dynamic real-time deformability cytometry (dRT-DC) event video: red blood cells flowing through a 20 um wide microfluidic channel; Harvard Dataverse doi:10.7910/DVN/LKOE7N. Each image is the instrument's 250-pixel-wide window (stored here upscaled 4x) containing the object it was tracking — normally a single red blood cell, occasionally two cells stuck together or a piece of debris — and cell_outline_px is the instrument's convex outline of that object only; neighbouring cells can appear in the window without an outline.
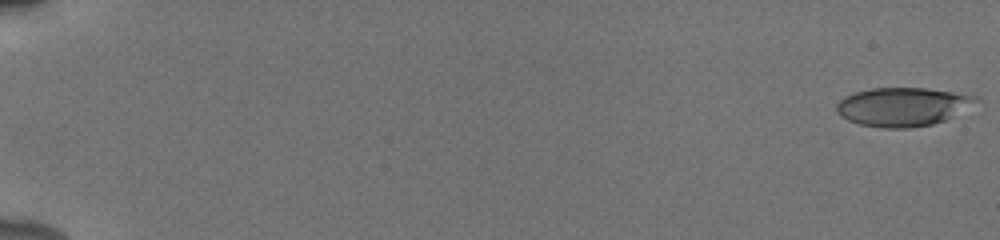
{"species": "human", "species_latin": "Homo sapiens", "temperature_condition": "cold", "stored_images_in_passage": 54, "camera_frame_rate_fps": 3000, "um_per_image_px": 0.085, "donor": {"sex": "male"}, "frame": {"image": 1, "passage_image": 1, "time_ms": 0.0, "image_size_px": [1000, 240], "cell_outline_px": [[980, 100], [944, 120], [932, 124], [908, 128], [880, 128], [860, 124], [848, 120], [836, 112], [836, 104], [844, 96], [856, 92], [872, 88], [924, 88], [980, 96]], "centroid_in_image_um": [76.7, 9.07], "position_along_channel_um": 8.3, "area_um2": 31.15}}
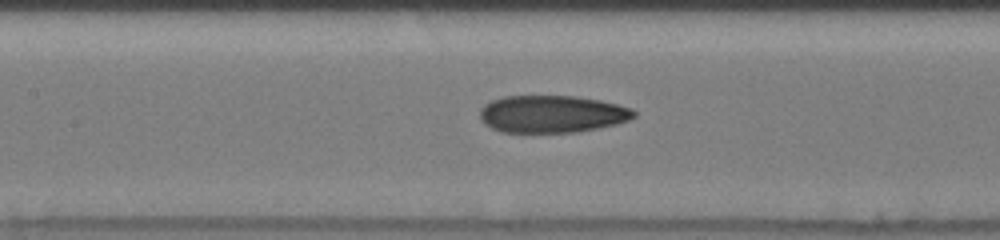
{"frame": {"image": 2, "passage_image": 28, "time_ms": 9.0, "image_size_px": [1000, 240], "cell_outline_px": [[636, 116], [628, 120], [616, 124], [576, 132], [504, 132], [492, 128], [484, 124], [480, 120], [480, 108], [484, 104], [492, 100], [504, 96], [576, 96], [600, 100], [632, 108], [636, 112]], "centroid_in_image_um": [46.9, 9.68], "position_along_channel_um": 160.5, "area_um2": 33.52}}
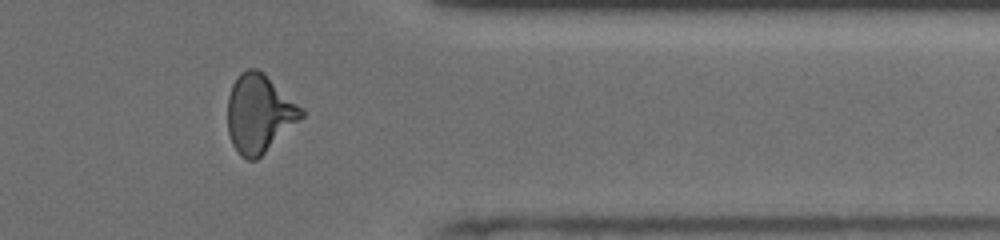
{"frame": {"image": 3, "passage_image": 46, "time_ms": 15.0, "image_size_px": [1000, 240], "cell_outline_px": [[304, 116], [256, 160], [248, 160], [240, 156], [232, 144], [228, 132], [228, 96], [232, 84], [236, 76], [240, 72], [248, 68], [256, 68], [264, 72], [304, 108]], "centroid_in_image_um": [22.03, 9.62], "position_along_channel_um": 389.4, "area_um2": 33.81}, "authors_computed_cell_mechanics": {"area_um2": 32.2524, "velocity_mm_per_s": 3.9414, "shape_relaxation_time_tau1_ms": 6.1662, "shape_relaxation_time_tau2_ms": 2.8811, "deformation_change_tau1": 0.1686, "deformation_change_tau2": 0.1151}}